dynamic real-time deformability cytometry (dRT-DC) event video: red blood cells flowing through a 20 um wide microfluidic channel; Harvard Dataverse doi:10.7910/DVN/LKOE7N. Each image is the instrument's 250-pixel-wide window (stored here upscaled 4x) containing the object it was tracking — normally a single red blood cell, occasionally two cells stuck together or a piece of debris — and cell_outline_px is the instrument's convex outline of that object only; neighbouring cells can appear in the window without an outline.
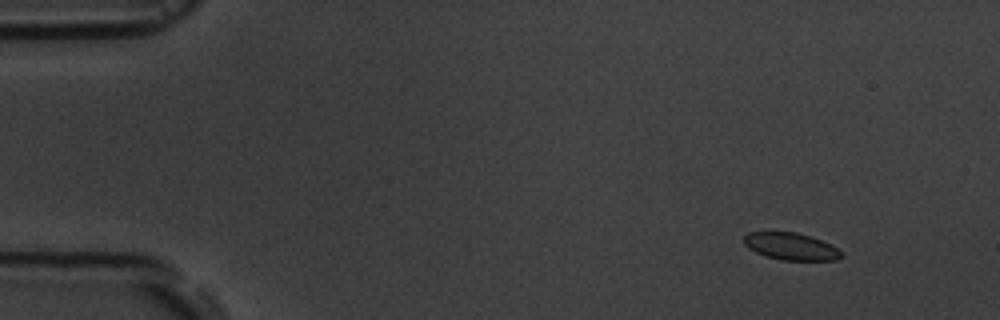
{"species": "common noctule bat (a hibernating species)", "species_latin": "Nyctalus noctula", "temperature_condition": "room temperature", "stored_images_in_passage": 12, "camera_frame_rate_fps": 3000, "um_per_image_px": 0.085, "animal": {"sex": "male", "body_mass_g": 19.5, "forearm_length_mm": 54.6}, "frame": {"image": 1, "passage_image": 1, "time_ms": 0.0, "image_size_px": [1000, 320], "cell_outline_px": [[844, 256], [836, 260], [780, 260], [756, 252], [748, 248], [744, 244], [744, 236], [748, 232], [796, 232], [812, 236], [832, 244], [844, 252]], "centroid_in_image_um": [67.29, 20.94], "position_along_channel_um": 17.7, "area_um2": 15.61}}
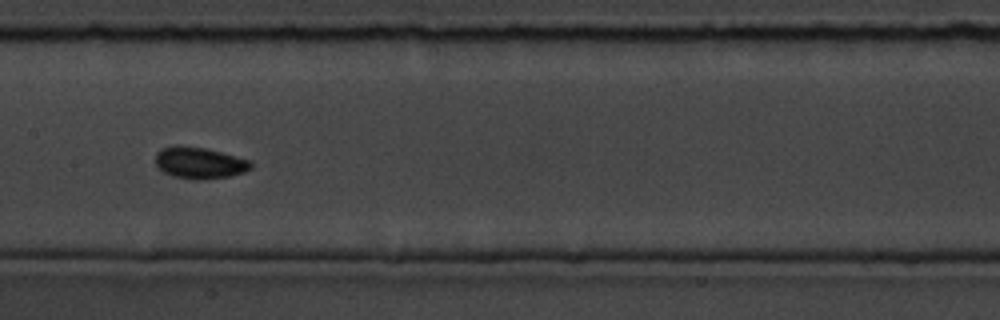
{"frame": {"image": 2, "passage_image": 7, "time_ms": 7.667, "image_size_px": [1000, 320], "cell_outline_px": [[252, 168], [244, 172], [232, 176], [200, 180], [196, 180], [172, 176], [164, 172], [156, 164], [156, 152], [160, 148], [176, 144], [204, 148], [252, 160]], "centroid_in_image_um": [16.96, 13.84], "position_along_channel_um": 190.4, "area_um2": 17.74}}
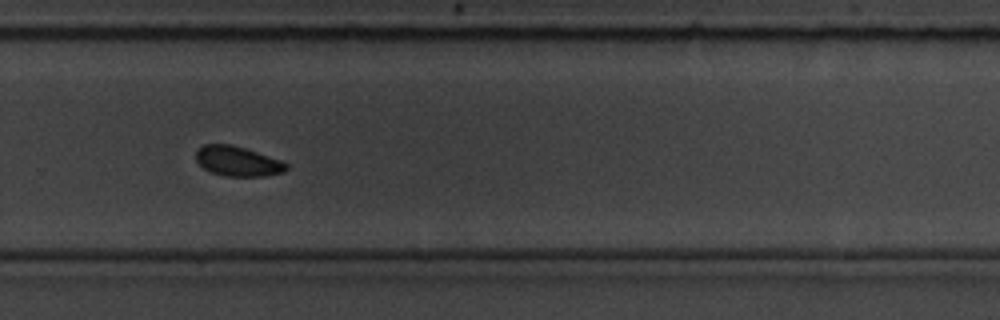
{"frame": {"image": 3, "passage_image": 10, "time_ms": 11.0, "image_size_px": [1000, 320], "cell_outline_px": [[288, 168], [284, 172], [264, 176], [224, 176], [212, 172], [204, 168], [196, 160], [196, 152], [204, 144], [232, 144], [280, 160], [288, 164]], "centroid_in_image_um": [20.2, 13.71], "position_along_channel_um": 309.6, "area_um2": 15.55}, "authors_computed_cell_mechanics": {"area_um2": 16.3285, "velocity_mm_per_s": 3.5747, "shape_relaxation_time_tau1_ms": 1.4516, "shape_relaxation_time_tau2_ms": null, "deformation_change_tau1": 0.0474, "deformation_change_tau2": null}}